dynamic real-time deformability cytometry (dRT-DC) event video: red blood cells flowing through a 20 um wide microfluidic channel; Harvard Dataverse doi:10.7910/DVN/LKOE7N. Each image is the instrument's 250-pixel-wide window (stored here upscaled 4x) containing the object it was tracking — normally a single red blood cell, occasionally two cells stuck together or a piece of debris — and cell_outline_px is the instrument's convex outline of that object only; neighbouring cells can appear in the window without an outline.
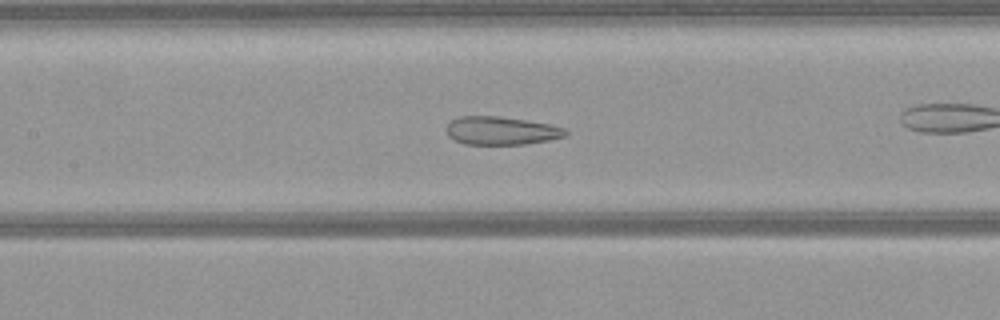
{"species": "common noctule bat (a hibernating species)", "species_latin": "Nyctalus noctula", "temperature_condition": "warm", "stored_images_in_passage": 50, "camera_frame_rate_fps": 3000, "um_per_image_px": 0.085, "animal": {"sex": "female", "body_mass_g": 21.9}, "frame": {"image": 1, "passage_image": 20, "time_ms": 6.333, "image_size_px": [1000, 320], "cell_outline_px": [[568, 136], [548, 140], [524, 144], [464, 144], [448, 136], [444, 128], [452, 120], [460, 116], [500, 116], [552, 124], [568, 128]], "centroid_in_image_um": [42.64, 11.1], "position_along_channel_um": 164.8, "area_um2": 19.83}}
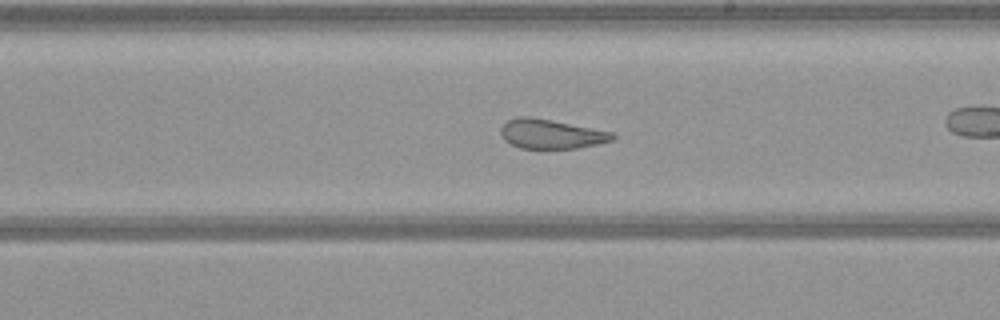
{"frame": {"image": 2, "passage_image": 26, "time_ms": 8.333, "image_size_px": [1000, 320], "cell_outline_px": [[616, 140], [576, 148], [520, 148], [504, 140], [500, 132], [500, 128], [508, 120], [516, 116], [528, 116], [552, 120], [616, 132]], "centroid_in_image_um": [46.88, 11.38], "position_along_channel_um": 242.1, "area_um2": 19.31}}
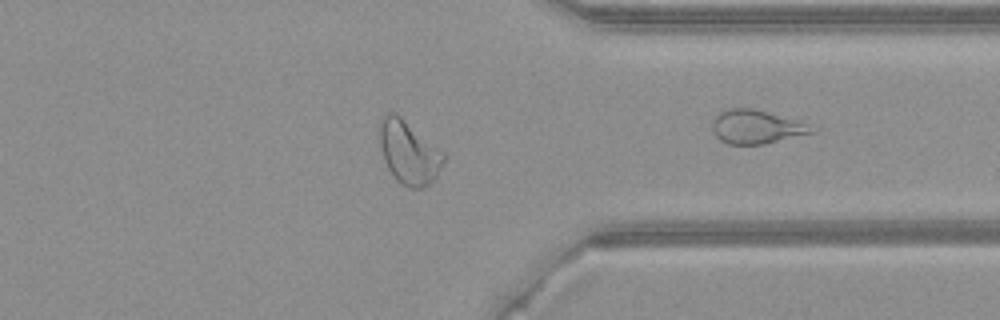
{"frame": {"image": 3, "passage_image": 37, "time_ms": 12.0, "image_size_px": [1000, 320], "cell_outline_px": [[444, 160], [436, 176], [428, 184], [420, 188], [412, 188], [400, 184], [392, 176], [384, 160], [380, 148], [380, 120], [388, 112], [396, 112], [444, 152]], "centroid_in_image_um": [34.73, 12.94], "position_along_channel_um": 376.7, "area_um2": 23.47}}